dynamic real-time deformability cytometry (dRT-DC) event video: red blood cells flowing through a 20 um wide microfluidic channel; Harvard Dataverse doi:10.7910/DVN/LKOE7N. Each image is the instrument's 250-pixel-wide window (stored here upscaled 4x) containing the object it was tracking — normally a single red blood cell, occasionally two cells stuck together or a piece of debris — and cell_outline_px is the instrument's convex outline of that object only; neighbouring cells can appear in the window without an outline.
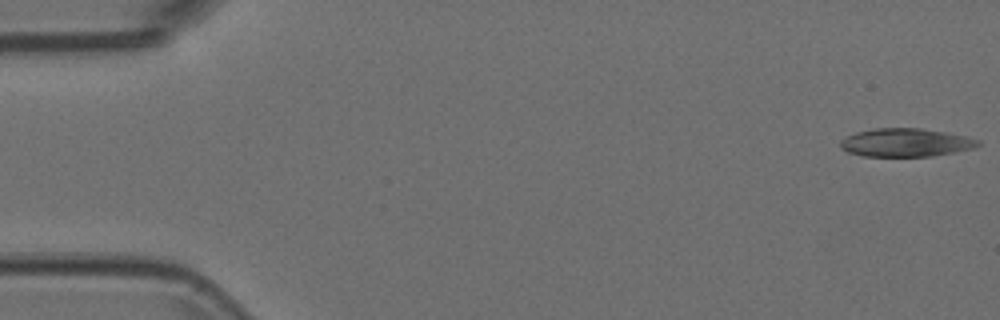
{"species": "Egyptian fruit bat (a non-hibernating species)", "species_latin": "Rousettus aegyptiacus", "temperature_condition": "room temperature", "stored_images_in_passage": 15, "camera_frame_rate_fps": 3000, "um_per_image_px": 0.085, "animal": {"sex": "female"}, "frame": {"image": 1, "passage_image": 1, "time_ms": 0.0, "image_size_px": [1000, 320], "cell_outline_px": [[980, 144], [972, 148], [932, 156], [860, 156], [848, 152], [840, 148], [840, 140], [856, 132], [872, 128], [920, 128], [948, 132], [968, 136], [980, 140]], "centroid_in_image_um": [76.97, 12.11], "position_along_channel_um": 8.0, "area_um2": 22.77}}